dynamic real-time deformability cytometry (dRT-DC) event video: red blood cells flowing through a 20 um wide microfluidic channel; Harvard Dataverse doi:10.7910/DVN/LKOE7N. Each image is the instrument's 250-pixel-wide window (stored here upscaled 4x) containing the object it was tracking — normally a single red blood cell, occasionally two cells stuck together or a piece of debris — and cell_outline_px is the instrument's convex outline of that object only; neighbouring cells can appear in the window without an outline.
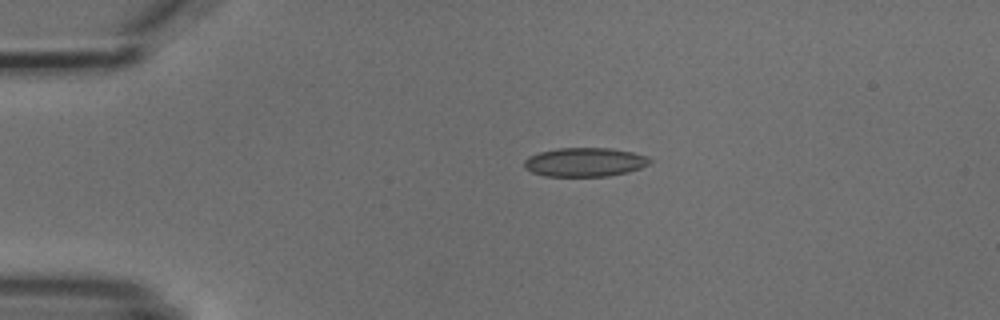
{"species": "common noctule bat (a hibernating species)", "species_latin": "Nyctalus noctula", "temperature_condition": "cold", "stored_images_in_passage": 5, "camera_frame_rate_fps": 3000, "um_per_image_px": 0.085, "animal": {"sex": "male", "body_mass_g": 18.8}, "frame": {"image": 1, "passage_image": 3, "time_ms": 3.333, "image_size_px": [1000, 320], "cell_outline_px": [[652, 160], [648, 164], [640, 168], [628, 172], [608, 176], [544, 176], [532, 172], [524, 168], [524, 160], [528, 156], [540, 152], [560, 148], [612, 148], [632, 152], [648, 156]], "centroid_in_image_um": [49.7, 13.78], "position_along_channel_um": 35.3, "area_um2": 21.21}}
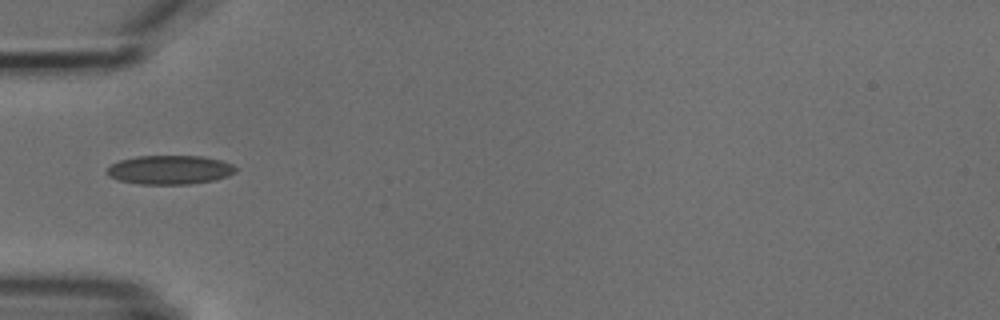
{"frame": {"image": 2, "passage_image": 5, "time_ms": 5.333, "image_size_px": [1000, 320], "cell_outline_px": [[236, 172], [228, 176], [216, 180], [188, 184], [140, 184], [116, 180], [108, 176], [104, 172], [112, 164], [120, 160], [136, 156], [204, 156], [220, 160], [232, 164], [236, 168]], "centroid_in_image_um": [14.41, 14.44], "position_along_channel_um": 70.6, "area_um2": 21.91}}